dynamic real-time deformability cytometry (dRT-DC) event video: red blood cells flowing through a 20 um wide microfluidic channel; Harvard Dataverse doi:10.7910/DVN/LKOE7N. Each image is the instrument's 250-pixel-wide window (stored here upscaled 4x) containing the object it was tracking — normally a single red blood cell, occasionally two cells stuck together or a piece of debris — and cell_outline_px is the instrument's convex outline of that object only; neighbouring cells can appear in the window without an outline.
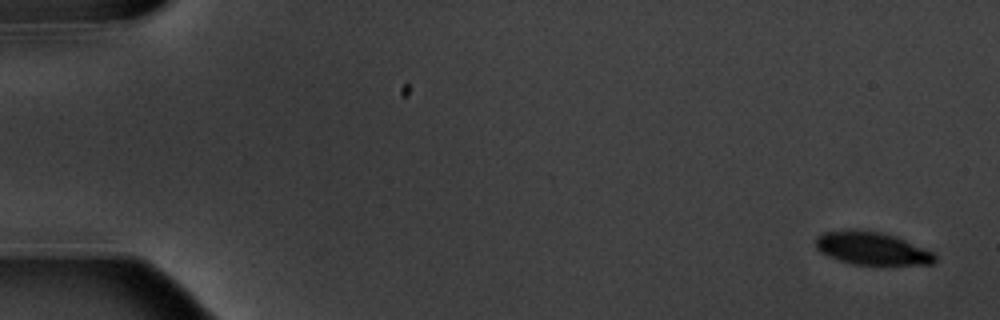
{"species": "common noctule bat (a hibernating species)", "species_latin": "Nyctalus noctula", "temperature_condition": "warm", "stored_images_in_passage": 7, "camera_frame_rate_fps": 3000, "um_per_image_px": 0.085, "animal": {"sex": "male", "body_mass_g": 20.1, "forearm_length_mm": 53.5}, "frame": {"image": 1, "passage_image": 1, "time_ms": 0.0, "image_size_px": [1000, 320], "cell_outline_px": [[936, 260], [932, 264], [852, 264], [828, 256], [820, 252], [816, 248], [816, 236], [824, 232], [848, 228], [856, 228], [880, 232], [896, 236], [936, 252]], "centroid_in_image_um": [74.11, 21.08], "position_along_channel_um": 10.9, "area_um2": 23.12}}
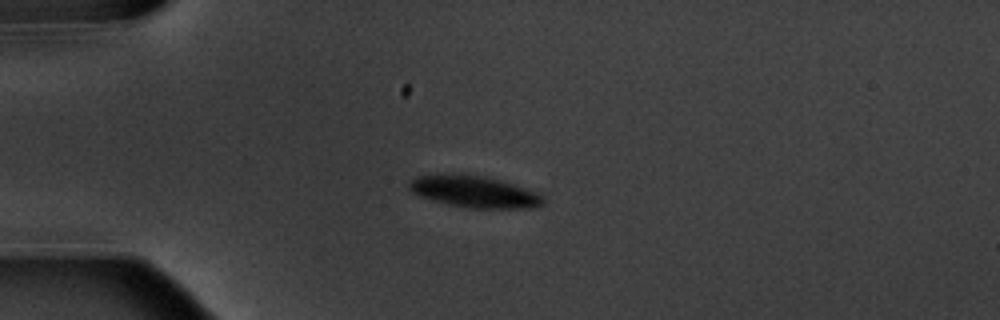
{"frame": {"image": 2, "passage_image": 4, "time_ms": 4.333, "image_size_px": [1000, 320], "cell_outline_px": [[544, 204], [532, 208], [468, 208], [448, 204], [420, 196], [412, 192], [408, 188], [408, 180], [416, 176], [484, 176], [500, 180], [540, 192], [544, 196]], "centroid_in_image_um": [40.39, 16.33], "position_along_channel_um": 44.6, "area_um2": 24.28}}